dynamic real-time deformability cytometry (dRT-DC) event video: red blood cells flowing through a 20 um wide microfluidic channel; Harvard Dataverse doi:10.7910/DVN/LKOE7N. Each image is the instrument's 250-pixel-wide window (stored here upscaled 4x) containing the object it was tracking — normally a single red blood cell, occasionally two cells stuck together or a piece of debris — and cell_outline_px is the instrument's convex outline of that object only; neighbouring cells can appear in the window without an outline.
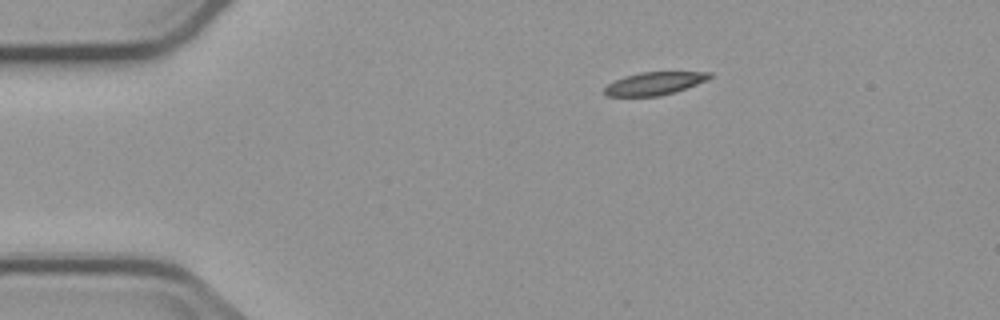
{"species": "common noctule bat (a hibernating species)", "species_latin": "Nyctalus noctula", "temperature_condition": "cold", "stored_images_in_passage": 3, "camera_frame_rate_fps": 3000, "um_per_image_px": 0.085, "animal": {"sex": "male", "body_mass_g": 23.1, "forearm_length_mm": 52.7}, "frame": {"image": 1, "passage_image": 1, "time_ms": 0.0, "image_size_px": [1000, 320], "cell_outline_px": [[712, 76], [708, 80], [660, 96], [608, 96], [604, 92], [604, 88], [608, 84], [624, 76], [640, 72], [712, 72]], "centroid_in_image_um": [55.62, 7.08], "position_along_channel_um": 29.4, "area_um2": 13.81}}
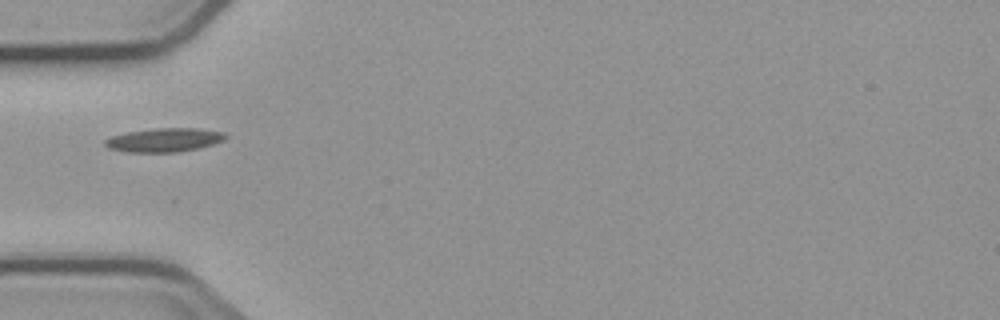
{"frame": {"image": 2, "passage_image": 3, "time_ms": 2.667, "image_size_px": [1000, 320], "cell_outline_px": [[228, 136], [224, 140], [200, 148], [180, 152], [128, 152], [108, 148], [104, 144], [104, 140], [112, 136], [128, 132], [152, 128], [196, 128], [224, 132]], "centroid_in_image_um": [13.97, 11.9], "position_along_channel_um": 71.0, "area_um2": 16.76}}